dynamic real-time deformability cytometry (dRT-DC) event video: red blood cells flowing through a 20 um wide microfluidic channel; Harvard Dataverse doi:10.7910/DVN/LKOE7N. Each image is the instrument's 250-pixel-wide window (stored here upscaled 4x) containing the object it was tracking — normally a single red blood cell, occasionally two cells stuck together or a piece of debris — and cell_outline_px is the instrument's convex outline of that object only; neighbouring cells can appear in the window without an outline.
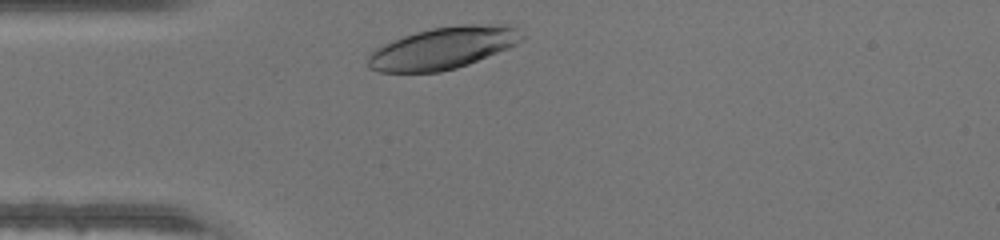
{"species": "human", "species_latin": "Homo sapiens", "temperature_condition": "warm", "stored_images_in_passage": 27, "camera_frame_rate_fps": 3000, "um_per_image_px": 0.085, "donor": {"sex": "male"}, "frame": {"image": 1, "passage_image": 2, "time_ms": 0.333, "image_size_px": [1000, 240], "cell_outline_px": [[524, 40], [508, 48], [468, 64], [456, 68], [440, 72], [380, 72], [368, 68], [368, 56], [376, 48], [384, 44], [404, 36], [416, 32], [432, 28], [460, 24], [508, 24], [516, 28], [524, 36]], "centroid_in_image_um": [37.68, 4.08], "position_along_channel_um": 47.3, "area_um2": 37.57}}
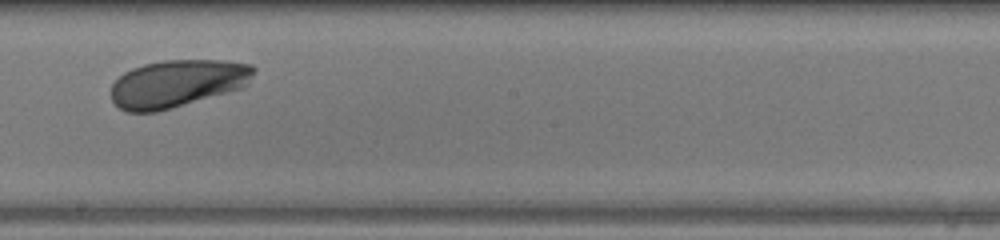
{"frame": {"image": 2, "passage_image": 16, "time_ms": 5.0, "image_size_px": [1000, 240], "cell_outline_px": [[256, 72], [248, 84], [244, 88], [172, 108], [156, 112], [124, 112], [112, 100], [112, 84], [124, 72], [132, 68], [144, 64], [164, 60], [220, 60], [252, 64], [256, 68]], "centroid_in_image_um": [15.11, 7.09], "position_along_channel_um": 233.1, "area_um2": 39.77}}
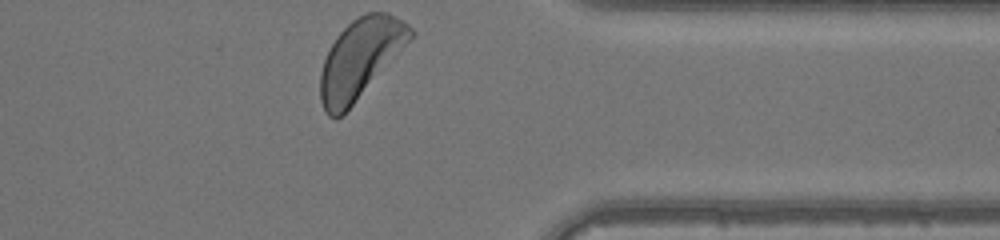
{"frame": {"image": 3, "passage_image": 27, "time_ms": 8.667, "image_size_px": [1000, 240], "cell_outline_px": [[416, 32], [352, 104], [336, 120], [328, 116], [324, 112], [320, 100], [320, 72], [324, 60], [336, 36], [352, 20], [368, 12], [388, 12], [404, 20]], "centroid_in_image_um": [30.58, 4.96], "position_along_channel_um": 380.8, "area_um2": 40.58}}